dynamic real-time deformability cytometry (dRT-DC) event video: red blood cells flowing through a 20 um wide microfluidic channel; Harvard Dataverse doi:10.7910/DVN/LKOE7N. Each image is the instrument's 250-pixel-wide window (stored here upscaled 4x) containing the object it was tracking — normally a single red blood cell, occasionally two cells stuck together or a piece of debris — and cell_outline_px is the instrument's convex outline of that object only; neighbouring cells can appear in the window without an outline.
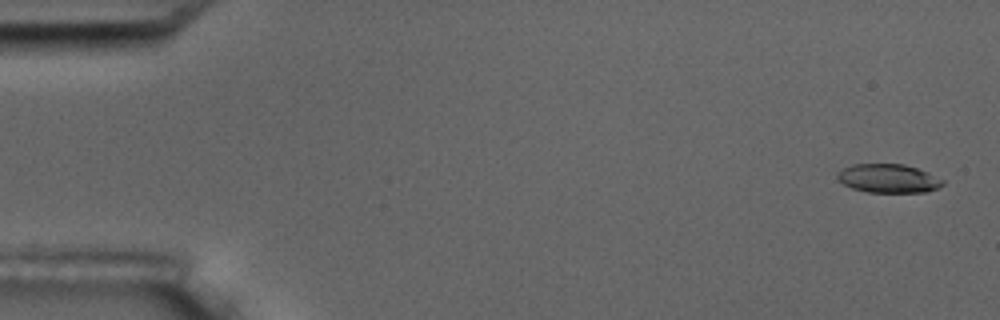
{"species": "common noctule bat (a hibernating species)", "species_latin": "Nyctalus noctula", "temperature_condition": "room temperature", "stored_images_in_passage": 4, "camera_frame_rate_fps": 3000, "um_per_image_px": 0.085, "animal": {"sex": "male", "body_mass_g": 17.5, "forearm_length_mm": 52.3}, "frame": {"image": 1, "passage_image": 1, "time_ms": 0.0, "image_size_px": [1000, 320], "cell_outline_px": [[944, 184], [936, 188], [924, 192], [868, 192], [852, 188], [844, 184], [836, 176], [836, 172], [840, 168], [852, 164], [904, 164], [928, 172], [944, 180]], "centroid_in_image_um": [75.47, 15.15], "position_along_channel_um": 9.5, "area_um2": 17.63}}